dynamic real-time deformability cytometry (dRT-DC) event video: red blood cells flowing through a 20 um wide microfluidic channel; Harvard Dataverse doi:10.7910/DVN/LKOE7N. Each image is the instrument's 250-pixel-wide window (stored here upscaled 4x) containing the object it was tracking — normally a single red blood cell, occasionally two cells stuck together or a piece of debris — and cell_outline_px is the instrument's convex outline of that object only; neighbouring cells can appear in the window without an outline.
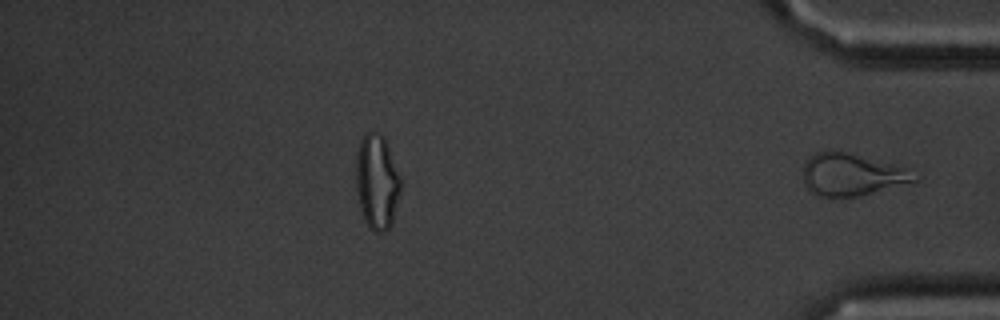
{"species": "common noctule bat (a hibernating species)", "species_latin": "Nyctalus noctula", "temperature_condition": "cold", "stored_images_in_passage": 51, "segment_of_instrument_passage": [2, 2], "camera_frame_rate_fps": 3000, "um_per_image_px": 0.085, "animal": {"sex": "male", "body_mass_g": 20.1, "forearm_length_mm": 53.5}, "frame": {"image": 1, "passage_image": 51, "time_ms": 16.667, "image_size_px": [1000, 320], "cell_outline_px": [[920, 180], [860, 196], [836, 200], [816, 196], [804, 184], [804, 164], [816, 152], [844, 152], [908, 168], [920, 176]], "centroid_in_image_um": [72.43, 14.91], "position_along_channel_um": 362.8, "area_um2": 27.57}}